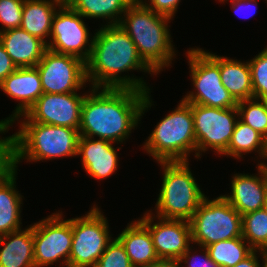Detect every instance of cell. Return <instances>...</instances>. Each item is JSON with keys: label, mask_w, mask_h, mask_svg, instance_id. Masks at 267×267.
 Masks as SVG:
<instances>
[{"label": "cell", "mask_w": 267, "mask_h": 267, "mask_svg": "<svg viewBox=\"0 0 267 267\" xmlns=\"http://www.w3.org/2000/svg\"><path fill=\"white\" fill-rule=\"evenodd\" d=\"M90 91L81 108L80 136H96L117 145L128 139L144 112L153 105L151 91L94 87Z\"/></svg>", "instance_id": "1"}, {"label": "cell", "mask_w": 267, "mask_h": 267, "mask_svg": "<svg viewBox=\"0 0 267 267\" xmlns=\"http://www.w3.org/2000/svg\"><path fill=\"white\" fill-rule=\"evenodd\" d=\"M93 38L91 54L86 62L87 80L92 87L150 91L142 78L120 75L130 70L157 74L142 60L136 45L119 24H105Z\"/></svg>", "instance_id": "2"}, {"label": "cell", "mask_w": 267, "mask_h": 267, "mask_svg": "<svg viewBox=\"0 0 267 267\" xmlns=\"http://www.w3.org/2000/svg\"><path fill=\"white\" fill-rule=\"evenodd\" d=\"M119 25L136 45L139 56L156 73L171 66L175 50L168 23L171 18L155 13L135 0Z\"/></svg>", "instance_id": "3"}, {"label": "cell", "mask_w": 267, "mask_h": 267, "mask_svg": "<svg viewBox=\"0 0 267 267\" xmlns=\"http://www.w3.org/2000/svg\"><path fill=\"white\" fill-rule=\"evenodd\" d=\"M20 129L4 137L10 149L11 166L17 169L21 160L40 162L78 156L79 130L38 122H21Z\"/></svg>", "instance_id": "4"}, {"label": "cell", "mask_w": 267, "mask_h": 267, "mask_svg": "<svg viewBox=\"0 0 267 267\" xmlns=\"http://www.w3.org/2000/svg\"><path fill=\"white\" fill-rule=\"evenodd\" d=\"M167 114L150 134L143 149L157 162L188 161L190 153H195L196 138L191 103L183 99Z\"/></svg>", "instance_id": "5"}, {"label": "cell", "mask_w": 267, "mask_h": 267, "mask_svg": "<svg viewBox=\"0 0 267 267\" xmlns=\"http://www.w3.org/2000/svg\"><path fill=\"white\" fill-rule=\"evenodd\" d=\"M159 163L164 173L155 217L190 221L206 195L196 183L189 161Z\"/></svg>", "instance_id": "6"}, {"label": "cell", "mask_w": 267, "mask_h": 267, "mask_svg": "<svg viewBox=\"0 0 267 267\" xmlns=\"http://www.w3.org/2000/svg\"><path fill=\"white\" fill-rule=\"evenodd\" d=\"M189 222L198 246L242 237V215L222 195L213 200L206 196Z\"/></svg>", "instance_id": "7"}, {"label": "cell", "mask_w": 267, "mask_h": 267, "mask_svg": "<svg viewBox=\"0 0 267 267\" xmlns=\"http://www.w3.org/2000/svg\"><path fill=\"white\" fill-rule=\"evenodd\" d=\"M190 65V76L194 91L182 99L191 104L214 108H235L238 102L221 82L219 65L202 48H191L186 52Z\"/></svg>", "instance_id": "8"}, {"label": "cell", "mask_w": 267, "mask_h": 267, "mask_svg": "<svg viewBox=\"0 0 267 267\" xmlns=\"http://www.w3.org/2000/svg\"><path fill=\"white\" fill-rule=\"evenodd\" d=\"M72 231L68 267H95L113 240L107 218L94 204L85 216L72 218Z\"/></svg>", "instance_id": "9"}, {"label": "cell", "mask_w": 267, "mask_h": 267, "mask_svg": "<svg viewBox=\"0 0 267 267\" xmlns=\"http://www.w3.org/2000/svg\"><path fill=\"white\" fill-rule=\"evenodd\" d=\"M196 138V158L208 148L222 154L228 149L234 127L239 119L238 109L214 108L191 104Z\"/></svg>", "instance_id": "10"}, {"label": "cell", "mask_w": 267, "mask_h": 267, "mask_svg": "<svg viewBox=\"0 0 267 267\" xmlns=\"http://www.w3.org/2000/svg\"><path fill=\"white\" fill-rule=\"evenodd\" d=\"M56 212L33 224L35 267H46L60 262L68 267L72 245V219L63 220Z\"/></svg>", "instance_id": "11"}, {"label": "cell", "mask_w": 267, "mask_h": 267, "mask_svg": "<svg viewBox=\"0 0 267 267\" xmlns=\"http://www.w3.org/2000/svg\"><path fill=\"white\" fill-rule=\"evenodd\" d=\"M83 18L64 1L54 15L47 49L75 56L86 63L91 54L94 38L89 34Z\"/></svg>", "instance_id": "12"}, {"label": "cell", "mask_w": 267, "mask_h": 267, "mask_svg": "<svg viewBox=\"0 0 267 267\" xmlns=\"http://www.w3.org/2000/svg\"><path fill=\"white\" fill-rule=\"evenodd\" d=\"M43 93H73L88 82L86 63L75 56L46 50L36 65Z\"/></svg>", "instance_id": "13"}, {"label": "cell", "mask_w": 267, "mask_h": 267, "mask_svg": "<svg viewBox=\"0 0 267 267\" xmlns=\"http://www.w3.org/2000/svg\"><path fill=\"white\" fill-rule=\"evenodd\" d=\"M83 95L73 93H43L33 106L16 120L23 117L22 122H38L54 126H65L79 130Z\"/></svg>", "instance_id": "14"}, {"label": "cell", "mask_w": 267, "mask_h": 267, "mask_svg": "<svg viewBox=\"0 0 267 267\" xmlns=\"http://www.w3.org/2000/svg\"><path fill=\"white\" fill-rule=\"evenodd\" d=\"M147 212L139 221L149 230L159 259H179L192 243L190 222L157 217L154 223L155 214Z\"/></svg>", "instance_id": "15"}, {"label": "cell", "mask_w": 267, "mask_h": 267, "mask_svg": "<svg viewBox=\"0 0 267 267\" xmlns=\"http://www.w3.org/2000/svg\"><path fill=\"white\" fill-rule=\"evenodd\" d=\"M0 89L7 96L19 101L12 113L13 115L11 114L0 121V134H5L16 119L19 116L25 115L43 94L41 78L37 67L17 68L0 83Z\"/></svg>", "instance_id": "16"}, {"label": "cell", "mask_w": 267, "mask_h": 267, "mask_svg": "<svg viewBox=\"0 0 267 267\" xmlns=\"http://www.w3.org/2000/svg\"><path fill=\"white\" fill-rule=\"evenodd\" d=\"M258 175L234 174L230 195H222L241 215L264 208L267 197V176L262 160Z\"/></svg>", "instance_id": "17"}, {"label": "cell", "mask_w": 267, "mask_h": 267, "mask_svg": "<svg viewBox=\"0 0 267 267\" xmlns=\"http://www.w3.org/2000/svg\"><path fill=\"white\" fill-rule=\"evenodd\" d=\"M114 142L106 139L80 136L77 155L82 157V166L91 177L102 180L113 175L118 168L117 151Z\"/></svg>", "instance_id": "18"}, {"label": "cell", "mask_w": 267, "mask_h": 267, "mask_svg": "<svg viewBox=\"0 0 267 267\" xmlns=\"http://www.w3.org/2000/svg\"><path fill=\"white\" fill-rule=\"evenodd\" d=\"M0 42L17 68L36 67L47 44L22 28L0 32Z\"/></svg>", "instance_id": "19"}, {"label": "cell", "mask_w": 267, "mask_h": 267, "mask_svg": "<svg viewBox=\"0 0 267 267\" xmlns=\"http://www.w3.org/2000/svg\"><path fill=\"white\" fill-rule=\"evenodd\" d=\"M16 175L11 165L0 175V236L21 229L23 196L16 189Z\"/></svg>", "instance_id": "20"}, {"label": "cell", "mask_w": 267, "mask_h": 267, "mask_svg": "<svg viewBox=\"0 0 267 267\" xmlns=\"http://www.w3.org/2000/svg\"><path fill=\"white\" fill-rule=\"evenodd\" d=\"M1 246L0 267H35L33 224L0 236Z\"/></svg>", "instance_id": "21"}, {"label": "cell", "mask_w": 267, "mask_h": 267, "mask_svg": "<svg viewBox=\"0 0 267 267\" xmlns=\"http://www.w3.org/2000/svg\"><path fill=\"white\" fill-rule=\"evenodd\" d=\"M124 246L133 267H147L159 260L149 230L139 221H131L116 237Z\"/></svg>", "instance_id": "22"}, {"label": "cell", "mask_w": 267, "mask_h": 267, "mask_svg": "<svg viewBox=\"0 0 267 267\" xmlns=\"http://www.w3.org/2000/svg\"><path fill=\"white\" fill-rule=\"evenodd\" d=\"M218 65L221 82L238 102L253 98L251 69L248 61L219 56L206 52Z\"/></svg>", "instance_id": "23"}, {"label": "cell", "mask_w": 267, "mask_h": 267, "mask_svg": "<svg viewBox=\"0 0 267 267\" xmlns=\"http://www.w3.org/2000/svg\"><path fill=\"white\" fill-rule=\"evenodd\" d=\"M65 0H25L20 28L48 44L54 15ZM47 41V42H46Z\"/></svg>", "instance_id": "24"}, {"label": "cell", "mask_w": 267, "mask_h": 267, "mask_svg": "<svg viewBox=\"0 0 267 267\" xmlns=\"http://www.w3.org/2000/svg\"><path fill=\"white\" fill-rule=\"evenodd\" d=\"M135 0H65L85 18L108 20L106 24H119L122 15Z\"/></svg>", "instance_id": "25"}, {"label": "cell", "mask_w": 267, "mask_h": 267, "mask_svg": "<svg viewBox=\"0 0 267 267\" xmlns=\"http://www.w3.org/2000/svg\"><path fill=\"white\" fill-rule=\"evenodd\" d=\"M255 151L259 157L267 158V139L249 125L237 120L228 149L222 154L233 158H242L243 154Z\"/></svg>", "instance_id": "26"}, {"label": "cell", "mask_w": 267, "mask_h": 267, "mask_svg": "<svg viewBox=\"0 0 267 267\" xmlns=\"http://www.w3.org/2000/svg\"><path fill=\"white\" fill-rule=\"evenodd\" d=\"M206 248L210 258L220 267L235 266L254 251L243 237L218 241Z\"/></svg>", "instance_id": "27"}, {"label": "cell", "mask_w": 267, "mask_h": 267, "mask_svg": "<svg viewBox=\"0 0 267 267\" xmlns=\"http://www.w3.org/2000/svg\"><path fill=\"white\" fill-rule=\"evenodd\" d=\"M242 237L254 251L267 252V212L264 208L242 215Z\"/></svg>", "instance_id": "28"}, {"label": "cell", "mask_w": 267, "mask_h": 267, "mask_svg": "<svg viewBox=\"0 0 267 267\" xmlns=\"http://www.w3.org/2000/svg\"><path fill=\"white\" fill-rule=\"evenodd\" d=\"M239 119L267 139V100L246 99L238 101Z\"/></svg>", "instance_id": "29"}, {"label": "cell", "mask_w": 267, "mask_h": 267, "mask_svg": "<svg viewBox=\"0 0 267 267\" xmlns=\"http://www.w3.org/2000/svg\"><path fill=\"white\" fill-rule=\"evenodd\" d=\"M248 63L251 69L253 98L267 100V47Z\"/></svg>", "instance_id": "30"}, {"label": "cell", "mask_w": 267, "mask_h": 267, "mask_svg": "<svg viewBox=\"0 0 267 267\" xmlns=\"http://www.w3.org/2000/svg\"><path fill=\"white\" fill-rule=\"evenodd\" d=\"M95 267H133L124 246L115 237L98 259Z\"/></svg>", "instance_id": "31"}, {"label": "cell", "mask_w": 267, "mask_h": 267, "mask_svg": "<svg viewBox=\"0 0 267 267\" xmlns=\"http://www.w3.org/2000/svg\"><path fill=\"white\" fill-rule=\"evenodd\" d=\"M25 0H0V23L4 32L20 28L22 21L23 5Z\"/></svg>", "instance_id": "32"}, {"label": "cell", "mask_w": 267, "mask_h": 267, "mask_svg": "<svg viewBox=\"0 0 267 267\" xmlns=\"http://www.w3.org/2000/svg\"><path fill=\"white\" fill-rule=\"evenodd\" d=\"M202 253L200 256L203 258H196L198 254L193 252L192 247H189L184 254L179 258V261L183 264L186 263L187 267H220L217 265L209 256L208 250L206 247L200 246ZM195 254V255H194ZM192 255V256H190Z\"/></svg>", "instance_id": "33"}, {"label": "cell", "mask_w": 267, "mask_h": 267, "mask_svg": "<svg viewBox=\"0 0 267 267\" xmlns=\"http://www.w3.org/2000/svg\"><path fill=\"white\" fill-rule=\"evenodd\" d=\"M139 1L155 13L169 17L171 19H173L178 5L181 2V0H148L147 2L149 3H147L146 0Z\"/></svg>", "instance_id": "34"}, {"label": "cell", "mask_w": 267, "mask_h": 267, "mask_svg": "<svg viewBox=\"0 0 267 267\" xmlns=\"http://www.w3.org/2000/svg\"><path fill=\"white\" fill-rule=\"evenodd\" d=\"M16 69L17 67L13 64L11 57L0 42V83Z\"/></svg>", "instance_id": "35"}, {"label": "cell", "mask_w": 267, "mask_h": 267, "mask_svg": "<svg viewBox=\"0 0 267 267\" xmlns=\"http://www.w3.org/2000/svg\"><path fill=\"white\" fill-rule=\"evenodd\" d=\"M259 257L261 256L262 264H260V260H258V254ZM262 265V266H261ZM232 267H267V252L263 251H253L248 257H246L243 261L237 263L235 266Z\"/></svg>", "instance_id": "36"}, {"label": "cell", "mask_w": 267, "mask_h": 267, "mask_svg": "<svg viewBox=\"0 0 267 267\" xmlns=\"http://www.w3.org/2000/svg\"><path fill=\"white\" fill-rule=\"evenodd\" d=\"M11 165L10 149L7 140L0 138V175Z\"/></svg>", "instance_id": "37"}, {"label": "cell", "mask_w": 267, "mask_h": 267, "mask_svg": "<svg viewBox=\"0 0 267 267\" xmlns=\"http://www.w3.org/2000/svg\"><path fill=\"white\" fill-rule=\"evenodd\" d=\"M225 1L227 2V0H222L221 2L224 3ZM230 1H231L230 2L231 6H232L231 9H233L236 14H238L239 12H242V10L244 11V8L246 10L254 9V11H255V9L257 8L256 5H258L257 0H230ZM254 6H256V7L253 8ZM253 14H255V12L250 14L249 16H253ZM247 16H248V14H247ZM249 16L247 18H245L244 16L243 17L245 19H248Z\"/></svg>", "instance_id": "38"}, {"label": "cell", "mask_w": 267, "mask_h": 267, "mask_svg": "<svg viewBox=\"0 0 267 267\" xmlns=\"http://www.w3.org/2000/svg\"><path fill=\"white\" fill-rule=\"evenodd\" d=\"M147 267H182L179 259H159Z\"/></svg>", "instance_id": "39"}, {"label": "cell", "mask_w": 267, "mask_h": 267, "mask_svg": "<svg viewBox=\"0 0 267 267\" xmlns=\"http://www.w3.org/2000/svg\"><path fill=\"white\" fill-rule=\"evenodd\" d=\"M264 209L267 212V197H266V201H265V204H264Z\"/></svg>", "instance_id": "40"}, {"label": "cell", "mask_w": 267, "mask_h": 267, "mask_svg": "<svg viewBox=\"0 0 267 267\" xmlns=\"http://www.w3.org/2000/svg\"><path fill=\"white\" fill-rule=\"evenodd\" d=\"M264 168H265L266 176H267V164H266V162H264Z\"/></svg>", "instance_id": "41"}]
</instances>
